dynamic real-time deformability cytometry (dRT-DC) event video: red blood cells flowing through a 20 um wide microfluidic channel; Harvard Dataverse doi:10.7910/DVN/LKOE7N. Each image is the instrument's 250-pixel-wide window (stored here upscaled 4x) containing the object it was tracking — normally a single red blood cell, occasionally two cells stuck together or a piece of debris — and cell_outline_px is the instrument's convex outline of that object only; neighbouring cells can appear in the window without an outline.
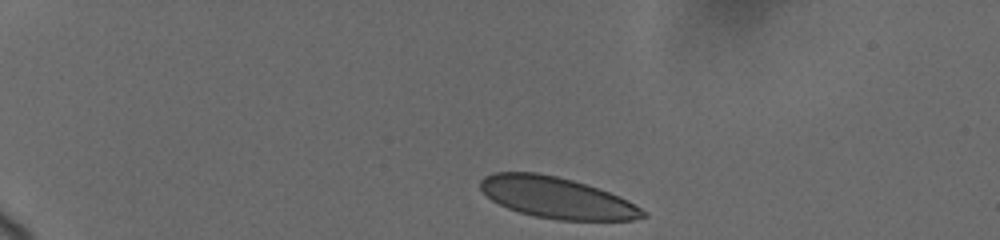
{"species": "human", "species_latin": "Homo sapiens", "temperature_condition": "cold", "stored_images_in_passage": 9, "camera_frame_rate_fps": 3000, "um_per_image_px": 0.085, "donor": {"sex": "female"}, "frame": {"image": 1, "passage_image": 1, "time_ms": 0.0, "image_size_px": [1000, 240], "cell_outline_px": [[648, 216], [632, 220], [556, 220], [536, 216], [520, 212], [508, 208], [492, 200], [480, 188], [480, 180], [484, 176], [496, 172], [536, 172], [556, 176], [572, 180], [608, 192], [628, 200], [648, 212]], "centroid_in_image_um": [47.34, 16.81], "position_along_channel_um": 37.7, "area_um2": 38.73}}
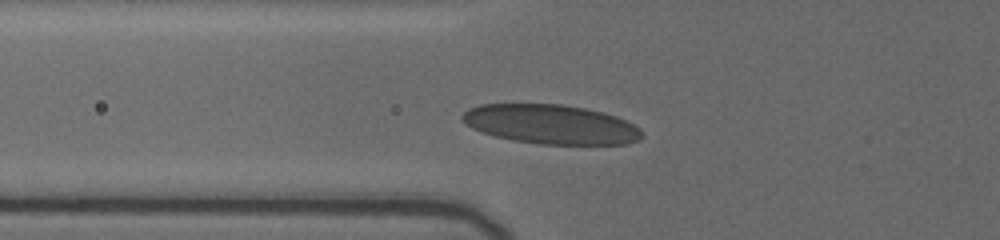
{"frame": {"image": 2, "passage_image": 7, "time_ms": 3.333, "image_size_px": [1000, 240], "cell_outline_px": [[640, 140], [628, 144], [540, 144], [512, 140], [496, 136], [472, 128], [460, 120], [460, 116], [468, 108], [480, 104], [560, 104], [584, 108], [616, 116], [640, 128]], "centroid_in_image_um": [46.78, 10.56], "position_along_channel_um": 79.0, "area_um2": 40.98}}
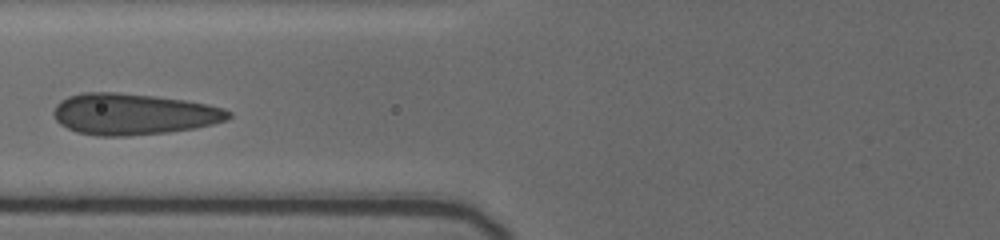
{"frame": {"image": 3, "passage_image": 8, "time_ms": 4.333, "image_size_px": [1000, 240], "cell_outline_px": [[232, 116], [228, 120], [196, 128], [168, 132], [128, 136], [96, 136], [76, 132], [60, 124], [56, 120], [52, 112], [56, 104], [60, 100], [68, 96], [84, 92], [116, 92], [156, 96], [184, 100], [208, 104], [224, 108], [232, 112]], "centroid_in_image_um": [11.34, 9.7], "position_along_channel_um": 114.5, "area_um2": 42.43}}